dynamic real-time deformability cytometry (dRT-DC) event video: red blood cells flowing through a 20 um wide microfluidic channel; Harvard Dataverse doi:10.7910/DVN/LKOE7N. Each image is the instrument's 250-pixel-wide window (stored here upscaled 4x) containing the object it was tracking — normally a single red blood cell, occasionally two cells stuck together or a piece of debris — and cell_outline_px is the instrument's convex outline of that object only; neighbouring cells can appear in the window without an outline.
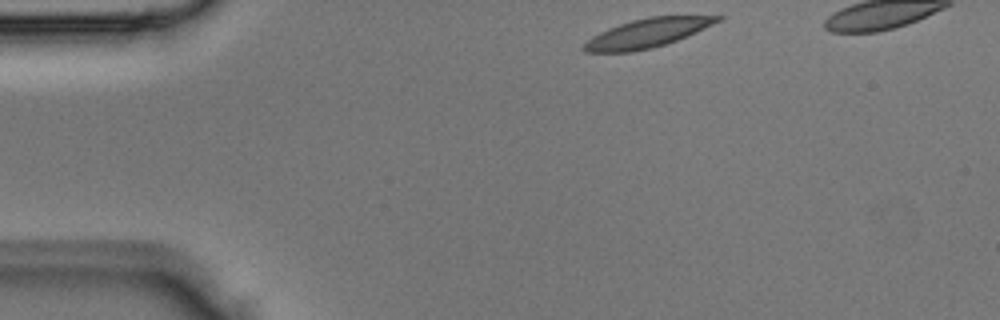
{"species": "Egyptian fruit bat (a non-hibernating species)", "species_latin": "Rousettus aegyptiacus", "temperature_condition": "room temperature", "stored_images_in_passage": 4, "camera_frame_rate_fps": 3000, "um_per_image_px": 0.085, "animal": {"sex": "male"}, "frame": {"image": 1, "passage_image": 4, "time_ms": 1.0, "image_size_px": [1000, 320], "cell_outline_px": [[724, 16], [720, 20], [676, 40], [652, 48], [632, 52], [584, 52], [580, 48], [592, 36], [608, 28], [632, 20], [648, 16]], "centroid_in_image_um": [54.92, 2.82], "position_along_channel_um": 30.1, "area_um2": 22.02}}